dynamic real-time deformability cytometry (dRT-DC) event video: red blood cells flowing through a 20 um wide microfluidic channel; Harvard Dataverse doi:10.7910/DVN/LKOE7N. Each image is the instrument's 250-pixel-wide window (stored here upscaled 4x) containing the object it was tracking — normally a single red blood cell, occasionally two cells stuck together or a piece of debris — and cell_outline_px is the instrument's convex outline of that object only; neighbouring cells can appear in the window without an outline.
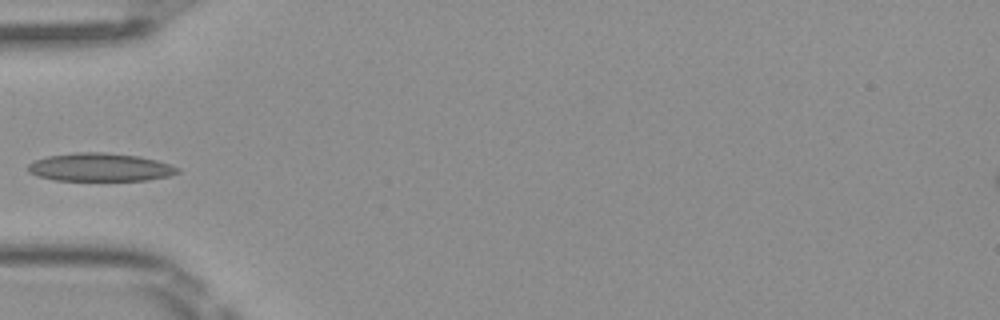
{"species": "Egyptian fruit bat (a non-hibernating species)", "species_latin": "Rousettus aegyptiacus", "temperature_condition": "room temperature", "stored_images_in_passage": 6, "camera_frame_rate_fps": 3000, "um_per_image_px": 0.085, "frame": {"image": 1, "passage_image": 5, "time_ms": 1.333, "image_size_px": [1000, 320], "cell_outline_px": [[180, 172], [168, 176], [148, 180], [56, 180], [36, 176], [28, 172], [28, 164], [36, 160], [48, 156], [76, 152], [104, 152], [140, 156], [156, 160], [180, 168]], "centroid_in_image_um": [8.5, 14.21], "position_along_channel_um": 76.5, "area_um2": 24.51}}
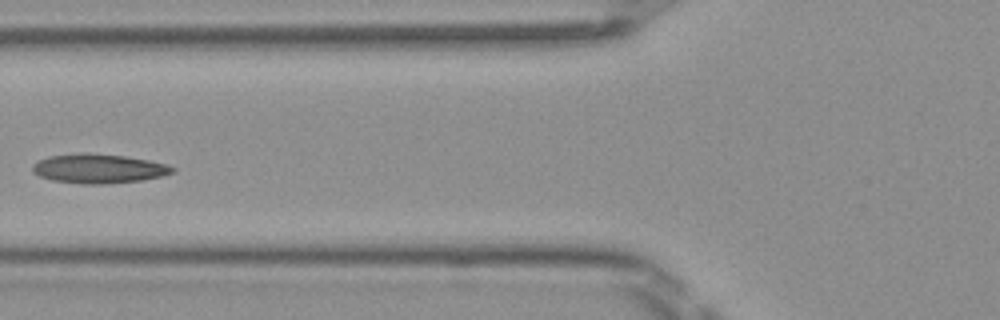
{"frame": {"image": 2, "passage_image": 6, "time_ms": 1.667, "image_size_px": [1000, 320], "cell_outline_px": [[176, 172], [164, 176], [140, 180], [100, 184], [84, 184], [52, 180], [40, 176], [32, 172], [32, 164], [36, 160], [48, 156], [80, 152], [88, 152], [124, 156], [148, 160], [164, 164], [176, 168]], "centroid_in_image_um": [8.35, 14.32], "position_along_channel_um": 117.5, "area_um2": 24.04}}